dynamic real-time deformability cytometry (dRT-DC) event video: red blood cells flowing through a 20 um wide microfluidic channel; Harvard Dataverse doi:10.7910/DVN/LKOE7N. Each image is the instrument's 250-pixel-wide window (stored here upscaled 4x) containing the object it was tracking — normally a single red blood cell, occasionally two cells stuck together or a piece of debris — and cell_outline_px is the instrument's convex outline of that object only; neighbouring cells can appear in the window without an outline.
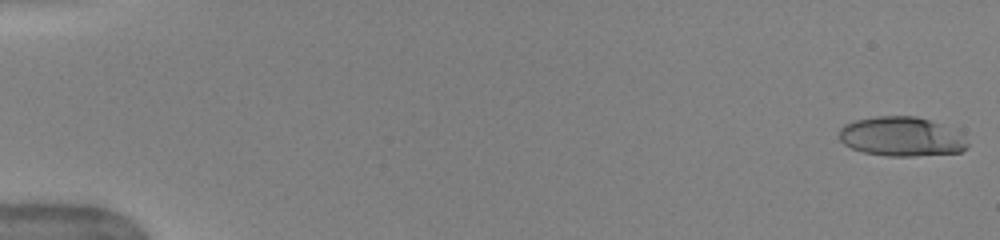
{"species": "human", "species_latin": "Homo sapiens", "temperature_condition": "warm", "stored_images_in_passage": 50, "camera_frame_rate_fps": 3000, "um_per_image_px": 0.085, "donor": {"sex": "female"}, "frame": {"image": 1, "passage_image": 1, "time_ms": 0.0, "image_size_px": [1000, 240], "cell_outline_px": [[968, 148], [960, 152], [916, 156], [888, 156], [864, 152], [852, 148], [844, 144], [840, 140], [840, 128], [844, 124], [856, 120], [876, 116], [916, 116], [940, 124], [968, 144]], "centroid_in_image_um": [76.52, 11.62], "position_along_channel_um": 8.5, "area_um2": 28.73}}
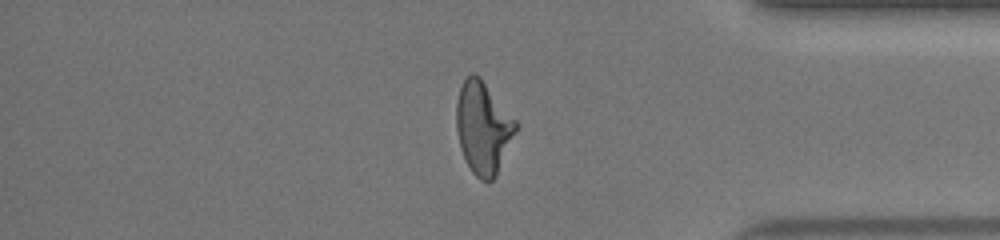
{"frame": {"image": 2, "passage_image": 43, "time_ms": 14.0, "image_size_px": [1000, 240], "cell_outline_px": [[520, 124], [496, 176], [488, 184], [480, 180], [472, 172], [464, 156], [460, 144], [456, 128], [456, 104], [460, 88], [464, 80], [472, 72], [480, 76]], "centroid_in_image_um": [41.09, 10.85], "position_along_channel_um": 394.1, "area_um2": 32.08}}
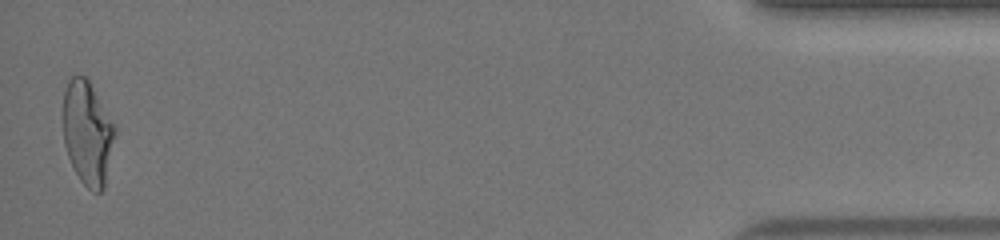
{"frame": {"image": 3, "passage_image": 50, "time_ms": 16.333, "image_size_px": [1000, 240], "cell_outline_px": [[116, 132], [104, 188], [100, 192], [92, 192], [80, 180], [68, 156], [64, 144], [64, 92], [68, 80], [72, 76], [84, 76], [88, 80], [116, 128]], "centroid_in_image_um": [7.44, 11.33], "position_along_channel_um": 427.8, "area_um2": 30.87}, "authors_computed_cell_mechanics": {"area_um2": 31.1253, "velocity_mm_per_s": 4.0635, "shape_relaxation_time_tau1_ms": 6.6604, "shape_relaxation_time_tau2_ms": 1.6853, "deformation_change_tau1": 0.2641, "deformation_change_tau2": 0.117}}